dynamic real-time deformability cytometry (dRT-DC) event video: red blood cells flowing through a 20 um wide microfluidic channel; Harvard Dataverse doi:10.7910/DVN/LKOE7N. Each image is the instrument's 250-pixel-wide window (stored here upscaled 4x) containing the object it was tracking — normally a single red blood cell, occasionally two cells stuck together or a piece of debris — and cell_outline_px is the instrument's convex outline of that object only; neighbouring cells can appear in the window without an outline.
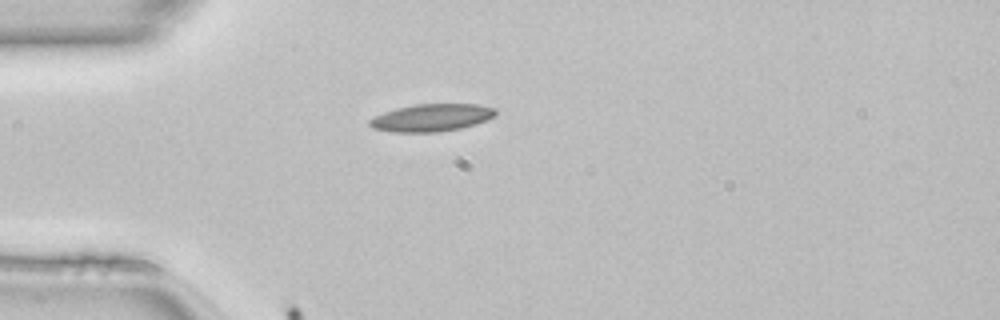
{"species": "common noctule bat (a hibernating species)", "species_latin": "Nyctalus noctula", "temperature_condition": "room temperature", "stored_images_in_passage": 41, "camera_frame_rate_fps": 3000, "um_per_image_px": 0.085, "animal": {"sex": "female", "body_mass_g": 22.7, "forearm_length_mm": 54.2}, "frame": {"image": 1, "passage_image": 1, "time_ms": 0.0, "image_size_px": [1000, 320], "cell_outline_px": [[496, 116], [488, 120], [476, 124], [460, 128], [436, 132], [392, 132], [372, 128], [368, 124], [368, 120], [384, 112], [396, 108], [416, 104], [476, 104], [496, 108]], "centroid_in_image_um": [36.7, 10.0], "position_along_channel_um": 48.3, "area_um2": 20.23}}